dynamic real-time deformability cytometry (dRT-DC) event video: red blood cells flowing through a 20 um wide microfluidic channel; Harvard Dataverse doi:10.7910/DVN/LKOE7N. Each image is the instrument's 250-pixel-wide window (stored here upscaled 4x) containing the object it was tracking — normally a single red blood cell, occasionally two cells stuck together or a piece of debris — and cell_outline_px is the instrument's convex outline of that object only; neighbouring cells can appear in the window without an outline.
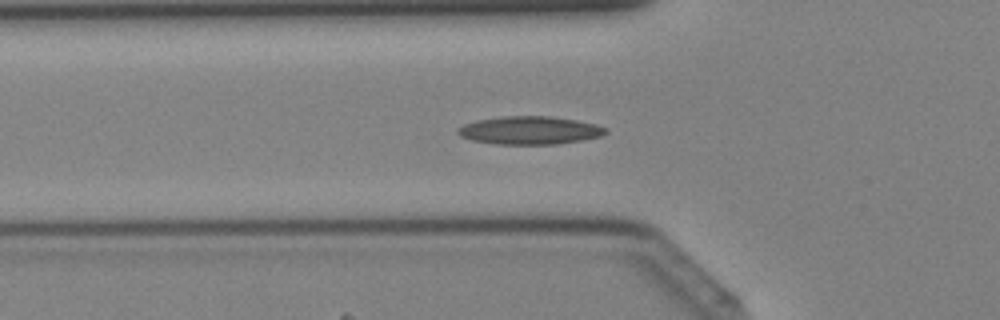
{"species": "Egyptian fruit bat (a non-hibernating species)", "species_latin": "Rousettus aegyptiacus", "temperature_condition": "cold", "stored_images_in_passage": 37, "camera_frame_rate_fps": 3000, "um_per_image_px": 0.085, "animal": {"sex": "female"}, "frame": {"image": 1, "passage_image": 10, "time_ms": 3.0, "image_size_px": [1000, 320], "cell_outline_px": [[608, 132], [600, 136], [580, 140], [556, 144], [496, 144], [472, 140], [460, 136], [456, 132], [456, 128], [464, 124], [476, 120], [500, 116], [552, 116], [576, 120], [596, 124], [608, 128]], "centroid_in_image_um": [45.0, 11.07], "position_along_channel_um": 80.8, "area_um2": 24.28}}
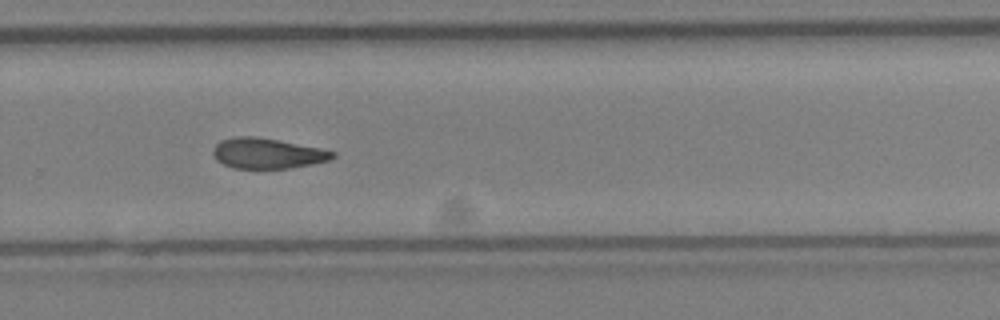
{"frame": {"image": 2, "passage_image": 24, "time_ms": 7.667, "image_size_px": [1000, 320], "cell_outline_px": [[336, 156], [332, 160], [312, 164], [288, 168], [232, 168], [216, 160], [212, 152], [212, 148], [220, 140], [240, 136], [256, 136], [320, 148], [336, 152]], "centroid_in_image_um": [22.73, 13.03], "position_along_channel_um": 307.1, "area_um2": 21.21}}
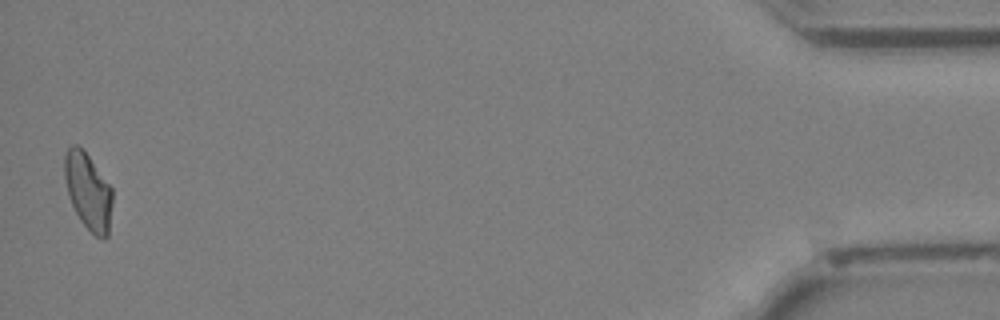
{"frame": {"image": 3, "passage_image": 37, "time_ms": 12.0, "image_size_px": [1000, 320], "cell_outline_px": [[112, 204], [108, 236], [104, 240], [96, 236], [80, 220], [68, 196], [64, 176], [64, 156], [68, 148], [72, 144], [76, 144], [88, 156], [112, 188]], "centroid_in_image_um": [7.49, 16.27], "position_along_channel_um": 427.7, "area_um2": 21.15}}